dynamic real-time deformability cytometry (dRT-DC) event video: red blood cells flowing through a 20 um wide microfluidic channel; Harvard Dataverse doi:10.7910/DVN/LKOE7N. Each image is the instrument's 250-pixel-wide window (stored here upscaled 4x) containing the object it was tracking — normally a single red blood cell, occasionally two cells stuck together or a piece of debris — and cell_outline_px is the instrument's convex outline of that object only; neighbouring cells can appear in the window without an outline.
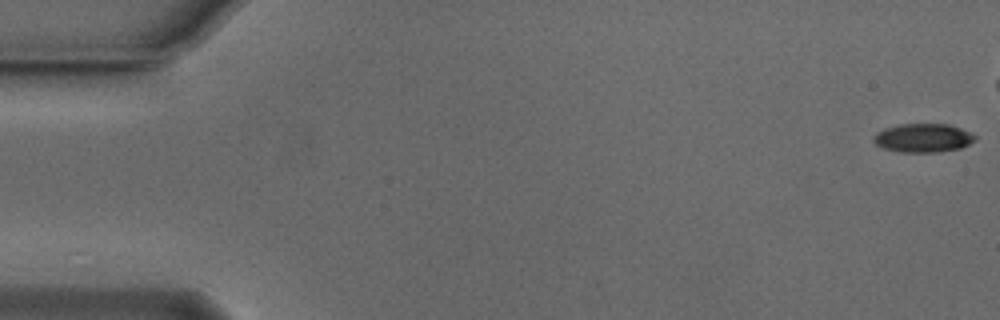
{"species": "Egyptian fruit bat (a non-hibernating species)", "species_latin": "Rousettus aegyptiacus", "temperature_condition": "cold", "stored_images_in_passage": 10, "camera_frame_rate_fps": 3000, "um_per_image_px": 0.085, "animal": {"sex": "male"}, "frame": {"image": 1, "passage_image": 1, "time_ms": 0.0, "image_size_px": [1000, 320], "cell_outline_px": [[976, 140], [960, 148], [936, 152], [900, 152], [884, 148], [876, 144], [872, 140], [876, 132], [884, 128], [900, 124], [948, 124], [960, 128], [976, 136]], "centroid_in_image_um": [78.44, 11.72], "position_along_channel_um": 6.6, "area_um2": 16.88}}